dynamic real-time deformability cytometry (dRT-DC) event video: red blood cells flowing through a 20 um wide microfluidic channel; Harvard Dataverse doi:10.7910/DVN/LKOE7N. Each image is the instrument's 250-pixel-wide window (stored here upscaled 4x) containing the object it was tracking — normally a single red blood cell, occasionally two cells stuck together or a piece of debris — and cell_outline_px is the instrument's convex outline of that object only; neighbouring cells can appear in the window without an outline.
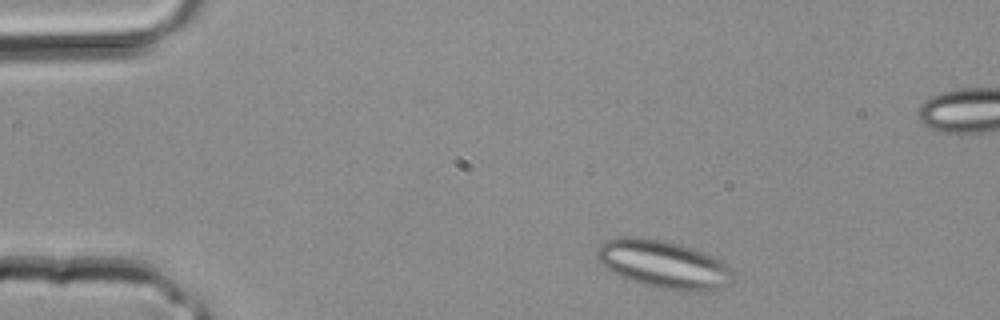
{"species": "common noctule bat (a hibernating species)", "species_latin": "Nyctalus noctula", "temperature_condition": "room temperature", "stored_images_in_passage": 3, "camera_frame_rate_fps": 3000, "um_per_image_px": 0.085, "animal": {"sex": "male", "body_mass_g": 20.4}, "frame": {"image": 1, "passage_image": 1, "time_ms": 0.0, "image_size_px": [1000, 320], "cell_outline_px": [[732, 284], [708, 292], [680, 292], [660, 288], [644, 284], [620, 276], [604, 268], [600, 264], [596, 256], [596, 248], [604, 240], [624, 236], [644, 236], [664, 240], [680, 244], [704, 252], [728, 264], [732, 268]], "centroid_in_image_um": [56.41, 22.47], "position_along_channel_um": 28.6, "area_um2": 38.78}}